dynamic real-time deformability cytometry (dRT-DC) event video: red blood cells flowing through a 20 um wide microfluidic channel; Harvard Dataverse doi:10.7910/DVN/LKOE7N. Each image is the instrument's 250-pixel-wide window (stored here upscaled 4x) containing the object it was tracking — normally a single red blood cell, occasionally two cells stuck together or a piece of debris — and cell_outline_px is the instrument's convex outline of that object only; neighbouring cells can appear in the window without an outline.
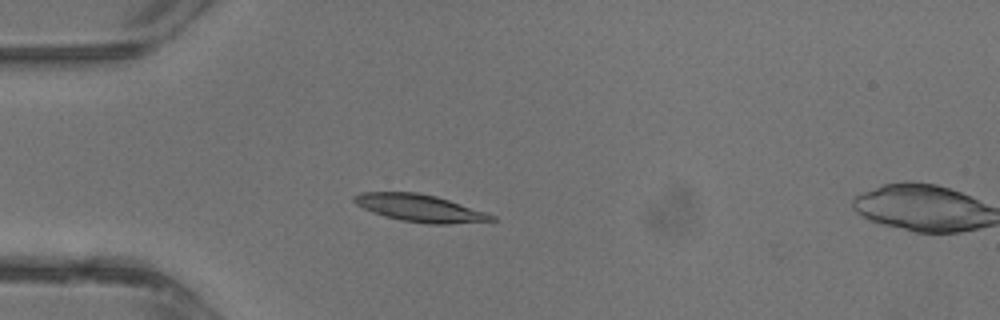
{"species": "common noctule bat (a hibernating species)", "species_latin": "Nyctalus noctula", "temperature_condition": "warm", "stored_images_in_passage": 3, "camera_frame_rate_fps": 3000, "um_per_image_px": 0.085, "animal": {"sex": "male", "body_mass_g": 13.3}, "frame": {"image": 1, "passage_image": 1, "time_ms": 0.0, "image_size_px": [1000, 320], "cell_outline_px": [[496, 220], [448, 224], [428, 224], [400, 220], [384, 216], [372, 212], [356, 204], [352, 200], [352, 196], [360, 192], [416, 192], [436, 196], [496, 216]], "centroid_in_image_um": [35.63, 17.68], "position_along_channel_um": 49.4, "area_um2": 21.68}}